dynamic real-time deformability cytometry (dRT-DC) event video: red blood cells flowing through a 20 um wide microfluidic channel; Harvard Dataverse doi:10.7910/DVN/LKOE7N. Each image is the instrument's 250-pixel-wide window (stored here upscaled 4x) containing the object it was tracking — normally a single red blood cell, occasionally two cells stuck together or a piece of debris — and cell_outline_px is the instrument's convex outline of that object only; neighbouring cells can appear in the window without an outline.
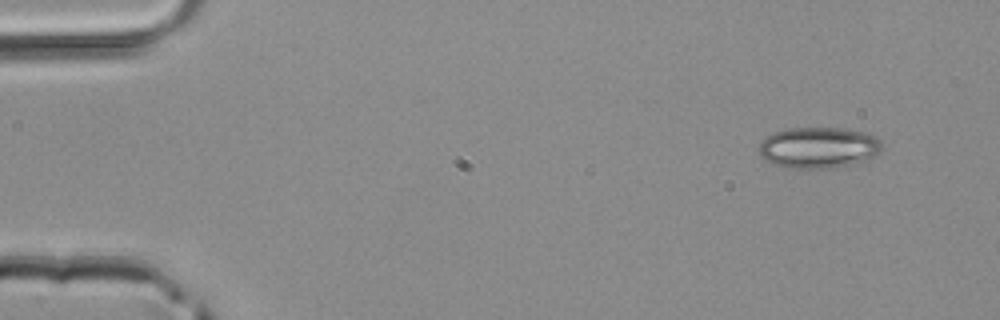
{"species": "common noctule bat (a hibernating species)", "species_latin": "Nyctalus noctula", "temperature_condition": "room temperature", "stored_images_in_passage": 4, "camera_frame_rate_fps": 3000, "um_per_image_px": 0.085, "animal": {"sex": "male", "body_mass_g": 20.4}, "frame": {"image": 1, "passage_image": 1, "time_ms": 0.0, "image_size_px": [1000, 320], "cell_outline_px": [[880, 152], [868, 160], [828, 168], [788, 168], [764, 160], [760, 156], [756, 148], [760, 140], [772, 132], [788, 128], [844, 128], [864, 132], [876, 136], [880, 140]], "centroid_in_image_um": [69.51, 12.53], "position_along_channel_um": 15.5, "area_um2": 29.71}}